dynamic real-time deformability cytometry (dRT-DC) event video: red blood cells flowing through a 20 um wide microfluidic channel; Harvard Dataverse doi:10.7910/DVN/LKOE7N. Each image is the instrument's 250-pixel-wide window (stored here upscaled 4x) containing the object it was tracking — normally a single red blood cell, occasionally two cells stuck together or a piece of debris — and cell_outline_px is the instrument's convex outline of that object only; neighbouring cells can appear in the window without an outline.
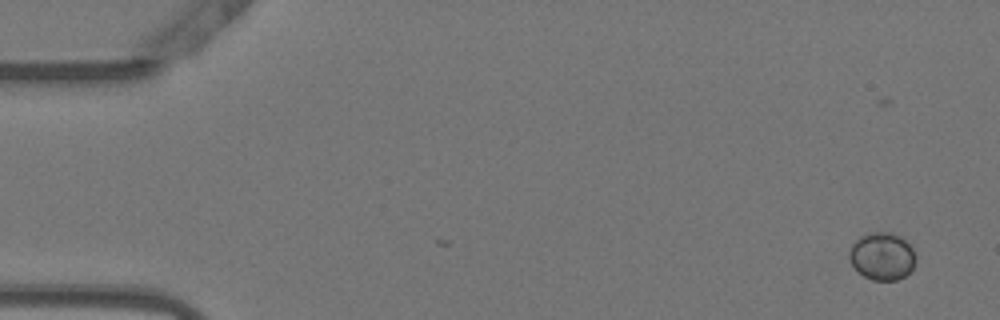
{"species": "Egyptian fruit bat (a non-hibernating species)", "species_latin": "Rousettus aegyptiacus", "temperature_condition": "warm", "stored_images_in_passage": 5, "camera_frame_rate_fps": 3000, "um_per_image_px": 0.085, "animal": {"sex": "female"}, "frame": {"image": 1, "passage_image": 5, "time_ms": 1.333, "image_size_px": [1000, 320], "cell_outline_px": [[916, 260], [912, 268], [904, 276], [896, 280], [872, 280], [864, 276], [852, 264], [848, 256], [848, 252], [852, 244], [860, 236], [868, 232], [892, 232], [900, 236], [912, 244], [916, 256]], "centroid_in_image_um": [75.0, 21.75], "position_along_channel_um": 10.0, "area_um2": 18.61}}